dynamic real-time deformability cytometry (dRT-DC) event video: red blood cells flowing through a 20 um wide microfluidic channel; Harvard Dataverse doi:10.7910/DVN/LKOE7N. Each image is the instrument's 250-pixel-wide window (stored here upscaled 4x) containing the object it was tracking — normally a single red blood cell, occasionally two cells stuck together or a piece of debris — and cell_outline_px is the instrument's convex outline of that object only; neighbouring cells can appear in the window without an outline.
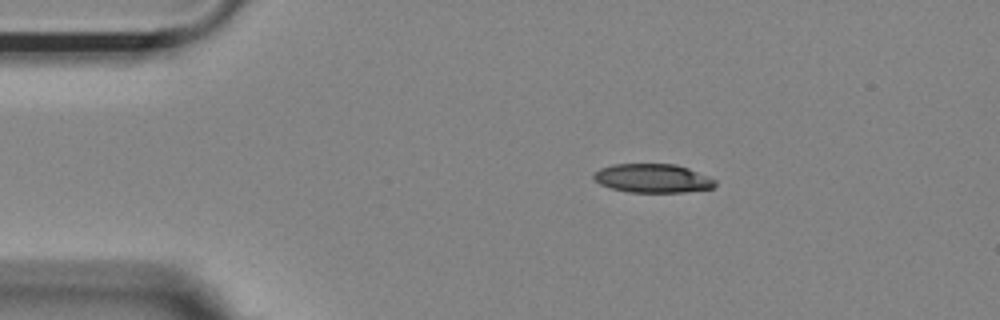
{"species": "Egyptian fruit bat (a non-hibernating species)", "species_latin": "Rousettus aegyptiacus", "temperature_condition": "room temperature", "stored_images_in_passage": 46, "camera_frame_rate_fps": 3000, "um_per_image_px": 0.085, "animal": {"sex": "female"}, "frame": {"image": 1, "passage_image": 1, "time_ms": 0.0, "image_size_px": [1000, 320], "cell_outline_px": [[716, 184], [712, 188], [684, 192], [628, 192], [612, 188], [600, 184], [592, 176], [600, 168], [612, 164], [676, 164], [688, 168], [716, 180]], "centroid_in_image_um": [55.47, 15.15], "position_along_channel_um": 29.5, "area_um2": 20.23}}
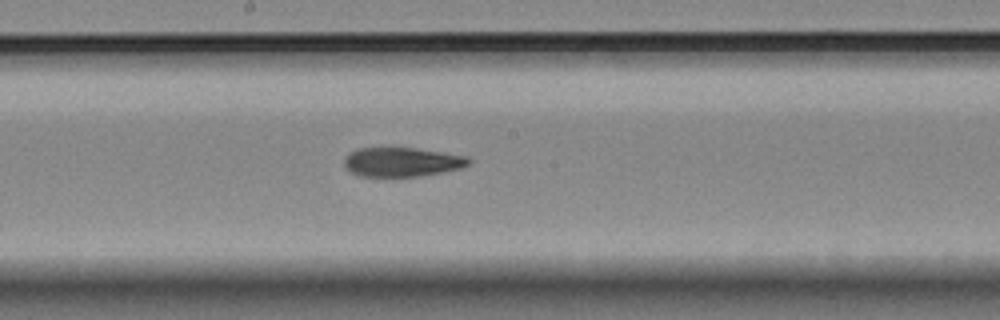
{"frame": {"image": 2, "passage_image": 20, "time_ms": 6.333, "image_size_px": [1000, 320], "cell_outline_px": [[472, 160], [468, 164], [460, 168], [420, 176], [360, 176], [352, 172], [344, 164], [344, 156], [348, 152], [356, 148], [416, 148], [468, 156]], "centroid_in_image_um": [34.15, 13.75], "position_along_channel_um": 214.1, "area_um2": 21.1}}
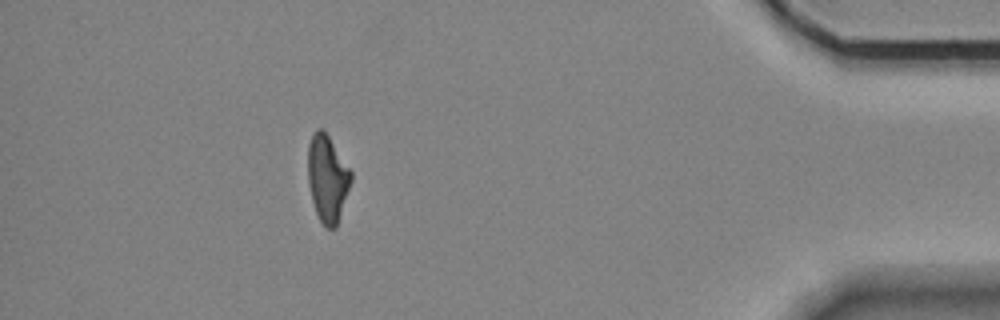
{"frame": {"image": 3, "passage_image": 40, "time_ms": 13.0, "image_size_px": [1000, 320], "cell_outline_px": [[352, 180], [336, 228], [324, 228], [316, 212], [312, 200], [308, 184], [308, 144], [316, 128], [324, 128], [352, 172]], "centroid_in_image_um": [27.83, 15.15], "position_along_channel_um": 407.4, "area_um2": 21.96}, "authors_computed_cell_mechanics": {"area_um2": 22.3397, "velocity_mm_per_s": 3.6729, "shape_relaxation_time_tau1_ms": 9.3301, "shape_relaxation_time_tau2_ms": 3.496, "deformation_change_tau1": 0.2061, "deformation_change_tau2": 0.1087}}